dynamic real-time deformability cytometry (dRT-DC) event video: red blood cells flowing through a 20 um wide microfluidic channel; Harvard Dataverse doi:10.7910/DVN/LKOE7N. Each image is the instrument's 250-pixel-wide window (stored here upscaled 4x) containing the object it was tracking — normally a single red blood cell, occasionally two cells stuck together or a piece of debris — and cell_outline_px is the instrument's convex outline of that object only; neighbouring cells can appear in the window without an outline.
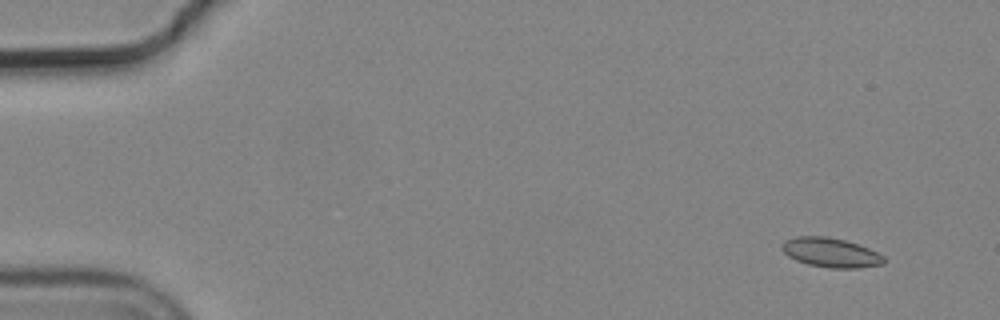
{"species": "common noctule bat (a hibernating species)", "species_latin": "Nyctalus noctula", "temperature_condition": "cold", "stored_images_in_passage": 5, "camera_frame_rate_fps": 3000, "um_per_image_px": 0.085, "animal": {"sex": "male", "body_mass_g": 19.2, "forearm_length_mm": 51.8}, "frame": {"image": 1, "passage_image": 1, "time_ms": 0.0, "image_size_px": [1000, 320], "cell_outline_px": [[884, 264], [856, 268], [828, 268], [808, 264], [796, 260], [788, 256], [780, 248], [784, 240], [796, 236], [828, 236], [844, 240], [868, 248], [884, 256]], "centroid_in_image_um": [70.58, 21.46], "position_along_channel_um": 14.4, "area_um2": 17.46}}
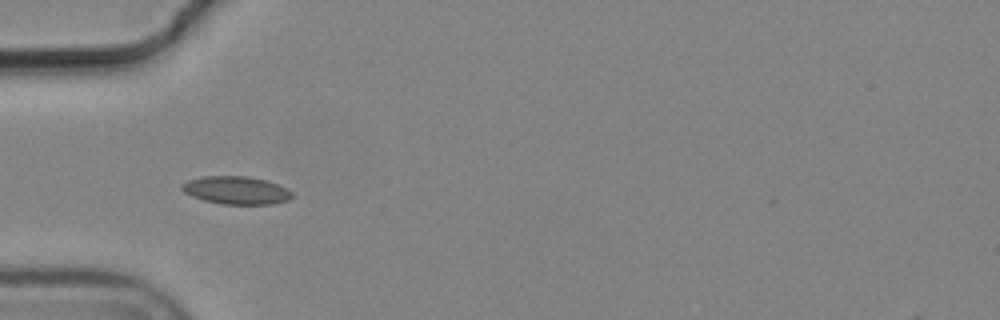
{"frame": {"image": 2, "passage_image": 5, "time_ms": 1.333, "image_size_px": [1000, 320], "cell_outline_px": [[292, 196], [288, 200], [272, 204], [220, 204], [204, 200], [192, 196], [184, 192], [180, 188], [180, 184], [188, 180], [204, 176], [248, 176], [268, 180], [292, 192]], "centroid_in_image_um": [20.04, 16.17], "position_along_channel_um": 65.0, "area_um2": 17.92}}